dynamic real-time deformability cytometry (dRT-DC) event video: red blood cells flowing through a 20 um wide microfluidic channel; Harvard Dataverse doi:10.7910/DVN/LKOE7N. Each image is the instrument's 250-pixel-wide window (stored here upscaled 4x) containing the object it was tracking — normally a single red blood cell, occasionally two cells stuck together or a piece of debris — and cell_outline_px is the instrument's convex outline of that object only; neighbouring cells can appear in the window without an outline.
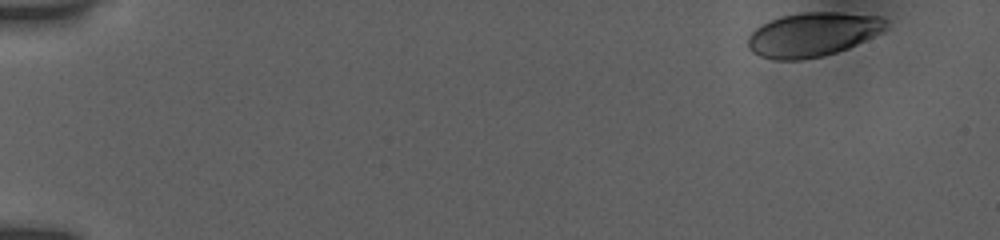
{"species": "human", "species_latin": "Homo sapiens", "temperature_condition": "room temperature", "stored_images_in_passage": 12, "camera_frame_rate_fps": 3000, "um_per_image_px": 0.085, "donor": {"sex": "female"}, "frame": {"image": 1, "passage_image": 1, "time_ms": 0.0, "image_size_px": [1000, 240], "cell_outline_px": [[888, 28], [884, 32], [848, 48], [824, 56], [800, 60], [776, 60], [760, 56], [752, 52], [748, 48], [748, 36], [756, 28], [780, 16], [804, 12], [840, 12], [880, 16], [888, 20]], "centroid_in_image_um": [69.13, 2.93], "position_along_channel_um": 15.9, "area_um2": 35.72}}
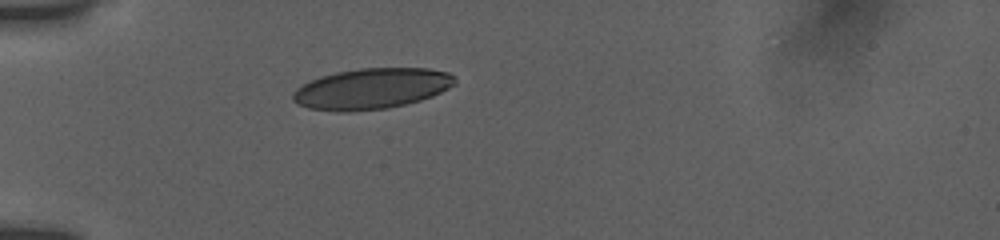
{"frame": {"image": 2, "passage_image": 9, "time_ms": 4.333, "image_size_px": [1000, 240], "cell_outline_px": [[456, 84], [432, 96], [420, 100], [388, 108], [348, 112], [336, 112], [308, 108], [296, 104], [292, 100], [292, 92], [296, 88], [320, 76], [336, 72], [360, 68], [428, 68], [448, 72], [456, 76]], "centroid_in_image_um": [31.57, 7.54], "position_along_channel_um": 53.4, "area_um2": 38.73}}
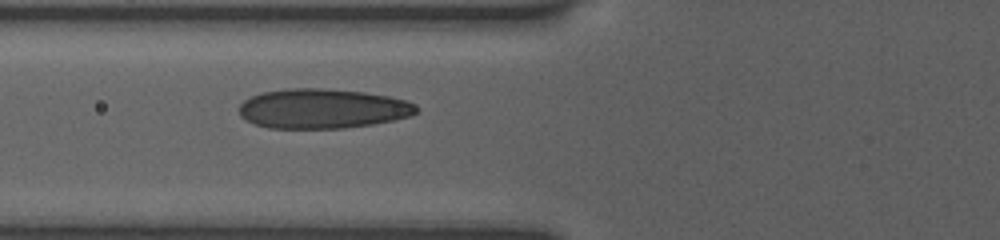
{"frame": {"image": 3, "passage_image": 12, "time_ms": 6.0, "image_size_px": [1000, 240], "cell_outline_px": [[416, 112], [408, 116], [392, 120], [372, 124], [344, 128], [268, 128], [244, 120], [240, 116], [240, 104], [244, 100], [260, 92], [288, 88], [324, 88], [364, 92], [388, 96], [404, 100], [416, 104]], "centroid_in_image_um": [27.36, 9.23], "position_along_channel_um": 98.4, "area_um2": 40.92}}